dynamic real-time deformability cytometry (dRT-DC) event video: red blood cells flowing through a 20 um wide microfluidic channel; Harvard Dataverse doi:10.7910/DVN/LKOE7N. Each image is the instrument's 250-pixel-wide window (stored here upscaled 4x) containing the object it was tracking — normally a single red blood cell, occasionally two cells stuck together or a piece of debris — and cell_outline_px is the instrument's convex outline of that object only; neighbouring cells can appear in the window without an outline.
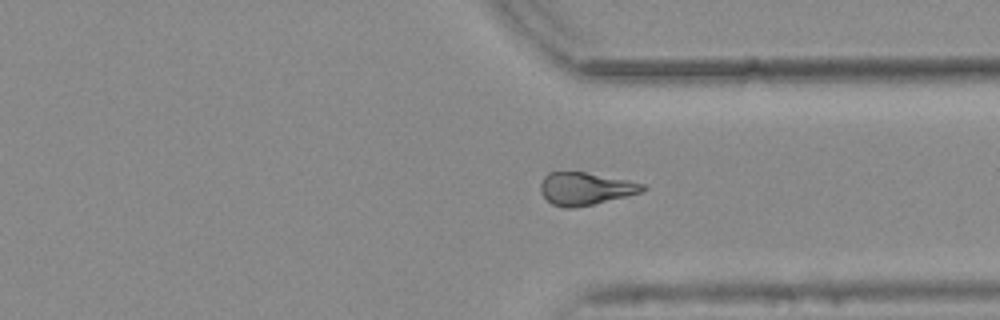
{"species": "common noctule bat (a hibernating species)", "species_latin": "Nyctalus noctula", "temperature_condition": "warm", "stored_images_in_passage": 33, "camera_frame_rate_fps": 3000, "um_per_image_px": 0.085, "animal": {"sex": "female", "body_mass_g": 25.1}, "frame": {"image": 1, "passage_image": 33, "time_ms": 10.667, "image_size_px": [1000, 320], "cell_outline_px": [[648, 188], [640, 192], [592, 204], [572, 208], [564, 208], [552, 204], [540, 192], [540, 184], [544, 176], [548, 172], [584, 172], [644, 184]], "centroid_in_image_um": [49.69, 16.03], "position_along_channel_um": 361.7, "area_um2": 18.96}, "authors_computed_cell_mechanics": {"area_um2": 19.9988, "velocity_mm_per_s": 3.7546, "shape_relaxation_time_tau1_ms": null, "shape_relaxation_time_tau2_ms": 2.9101, "deformation_change_tau1": null, "deformation_change_tau2": 0.1177}}